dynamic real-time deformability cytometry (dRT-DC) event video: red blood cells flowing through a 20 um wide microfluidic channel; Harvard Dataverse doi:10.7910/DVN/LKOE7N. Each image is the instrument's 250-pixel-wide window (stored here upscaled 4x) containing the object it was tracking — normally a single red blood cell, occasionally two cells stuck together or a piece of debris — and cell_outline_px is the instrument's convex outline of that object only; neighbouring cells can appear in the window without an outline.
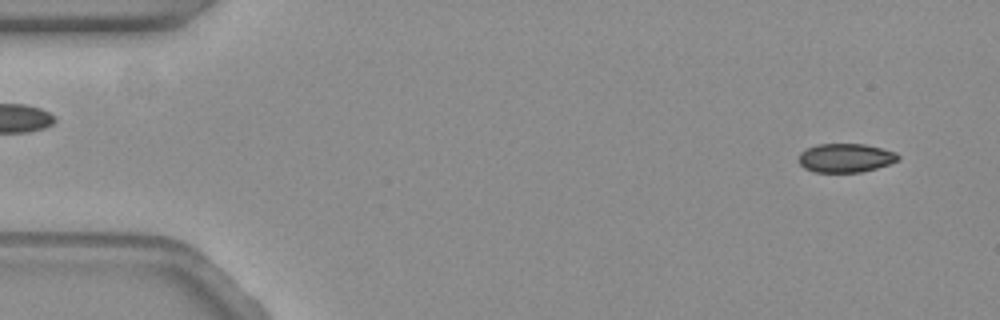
{"species": "common noctule bat (a hibernating species)", "species_latin": "Nyctalus noctula", "temperature_condition": "warm", "stored_images_in_passage": 58, "camera_frame_rate_fps": 3000, "um_per_image_px": 0.085, "animal": {"sex": "female", "body_mass_g": 19.3, "forearm_length_mm": 54.1}, "frame": {"image": 1, "passage_image": 3, "time_ms": 0.667, "image_size_px": [1000, 320], "cell_outline_px": [[900, 160], [876, 168], [860, 172], [812, 172], [804, 168], [800, 164], [800, 152], [816, 144], [864, 144], [896, 152], [900, 156]], "centroid_in_image_um": [71.88, 13.42], "position_along_channel_um": 13.1, "area_um2": 16.65}}
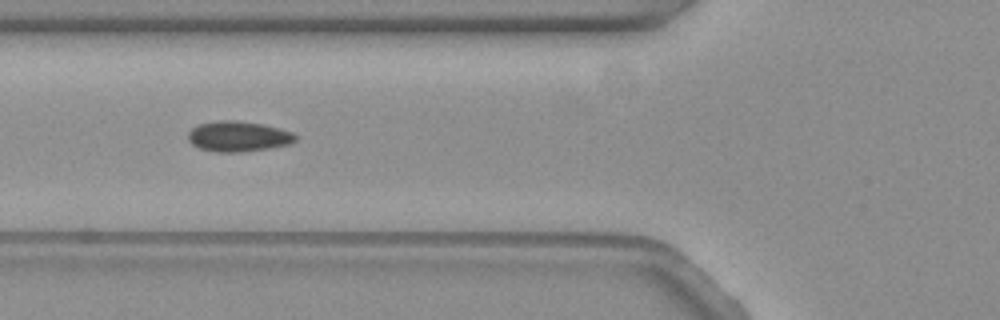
{"frame": {"image": 2, "passage_image": 21, "time_ms": 6.667, "image_size_px": [1000, 320], "cell_outline_px": [[296, 140], [292, 144], [268, 148], [240, 152], [216, 152], [200, 148], [192, 144], [188, 140], [188, 132], [192, 128], [200, 124], [220, 120], [236, 120], [264, 124], [292, 132], [296, 136]], "centroid_in_image_um": [20.26, 11.59], "position_along_channel_um": 105.5, "area_um2": 19.02}}
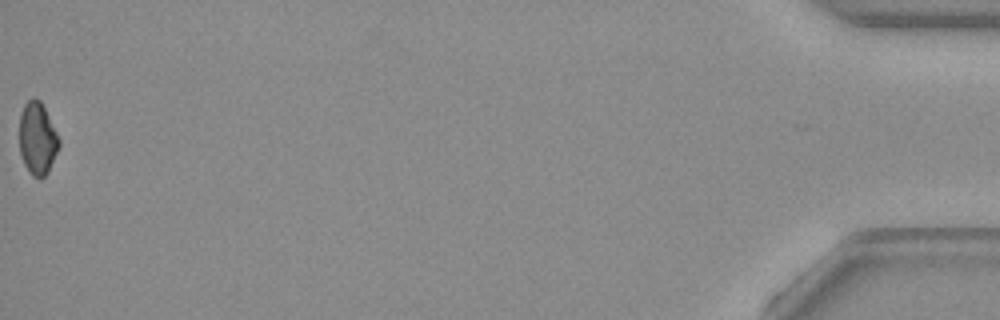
{"frame": {"image": 3, "passage_image": 58, "time_ms": 19.0, "image_size_px": [1000, 320], "cell_outline_px": [[60, 144], [48, 172], [40, 180], [32, 176], [28, 172], [24, 164], [20, 152], [20, 116], [24, 104], [32, 96], [40, 100], [60, 140]], "centroid_in_image_um": [3.17, 11.8], "position_along_channel_um": 432.0, "area_um2": 16.65}, "authors_computed_cell_mechanics": {"area_um2": 18.0625, "velocity_mm_per_s": 3.5145, "shape_relaxation_time_tau1_ms": 4.2097, "shape_relaxation_time_tau2_ms": 6.5544, "deformation_change_tau1": 0.0738, "deformation_change_tau2": 0.0824}}